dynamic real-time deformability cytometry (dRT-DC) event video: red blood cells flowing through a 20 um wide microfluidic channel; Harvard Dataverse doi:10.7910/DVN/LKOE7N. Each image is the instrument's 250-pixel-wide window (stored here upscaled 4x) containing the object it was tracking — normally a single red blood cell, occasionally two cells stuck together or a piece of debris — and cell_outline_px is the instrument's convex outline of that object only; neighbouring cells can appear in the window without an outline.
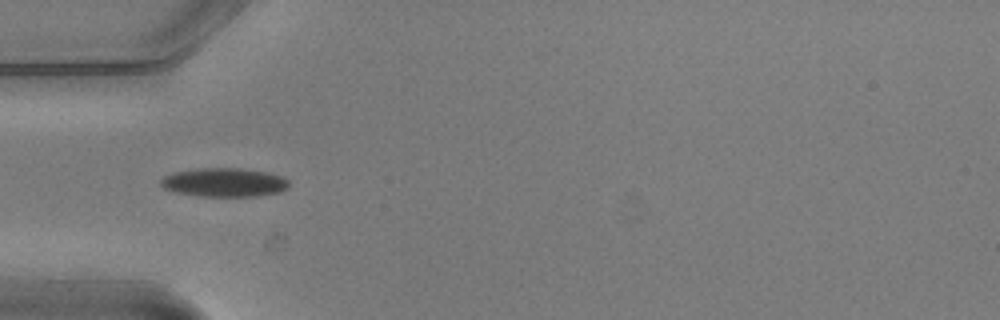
{"species": "common noctule bat (a hibernating species)", "species_latin": "Nyctalus noctula", "temperature_condition": "warm", "stored_images_in_passage": 3, "camera_frame_rate_fps": 3000, "um_per_image_px": 0.085, "animal": {"sex": "male", "body_mass_g": 20.5, "forearm_length_mm": 52.5}, "frame": {"image": 1, "passage_image": 1, "time_ms": 0.0, "image_size_px": [1000, 320], "cell_outline_px": [[288, 188], [280, 192], [256, 196], [200, 196], [176, 192], [164, 188], [160, 184], [160, 180], [164, 176], [172, 172], [192, 168], [240, 168], [268, 172], [284, 176], [288, 180]], "centroid_in_image_um": [19.06, 15.49], "position_along_channel_um": 65.9, "area_um2": 21.73}}
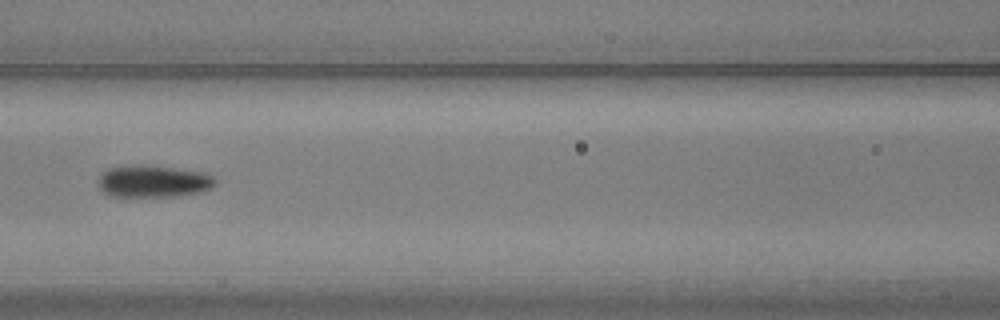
{"frame": {"image": 2, "passage_image": 3, "time_ms": 0.667, "image_size_px": [1000, 320], "cell_outline_px": [[216, 184], [212, 188], [204, 192], [176, 196], [112, 196], [104, 192], [96, 184], [100, 172], [108, 168], [120, 164], [140, 164], [204, 172], [212, 176], [216, 180]], "centroid_in_image_um": [12.99, 15.39], "position_along_channel_um": 153.6, "area_um2": 22.37}}